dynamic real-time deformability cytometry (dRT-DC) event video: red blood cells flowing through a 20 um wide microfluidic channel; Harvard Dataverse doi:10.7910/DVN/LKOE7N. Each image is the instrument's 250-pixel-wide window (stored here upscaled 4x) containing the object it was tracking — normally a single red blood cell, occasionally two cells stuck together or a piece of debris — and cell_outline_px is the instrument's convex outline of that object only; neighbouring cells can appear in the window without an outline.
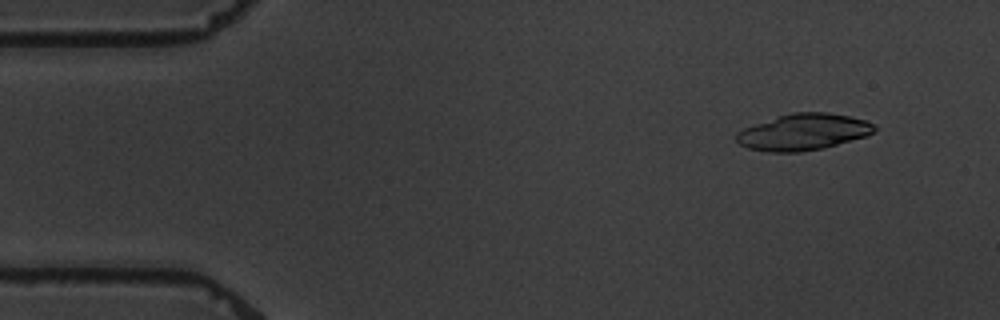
{"species": "common noctule bat (a hibernating species)", "species_latin": "Nyctalus noctula", "temperature_condition": "warm", "stored_images_in_passage": 5, "camera_frame_rate_fps": 3000, "um_per_image_px": 0.085, "animal": {"sex": "male", "body_mass_g": 19.5, "forearm_length_mm": 54.6}, "frame": {"image": 1, "passage_image": 2, "time_ms": 1.333, "image_size_px": [1000, 320], "cell_outline_px": [[876, 132], [868, 136], [824, 148], [800, 152], [768, 152], [748, 148], [740, 144], [736, 140], [736, 132], [744, 128], [792, 112], [828, 112], [848, 116], [864, 120], [872, 124], [876, 128]], "centroid_in_image_um": [68.31, 11.23], "position_along_channel_um": 16.7, "area_um2": 29.19}}